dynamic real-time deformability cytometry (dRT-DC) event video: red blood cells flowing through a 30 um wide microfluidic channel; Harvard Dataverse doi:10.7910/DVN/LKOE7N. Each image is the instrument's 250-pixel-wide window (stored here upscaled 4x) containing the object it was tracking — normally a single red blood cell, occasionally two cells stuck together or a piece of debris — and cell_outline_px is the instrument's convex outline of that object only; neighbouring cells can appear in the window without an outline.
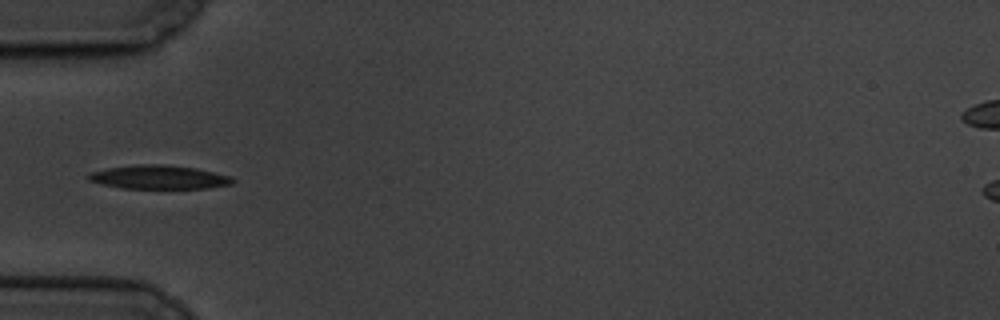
{"species": "common noctule bat (a hibernating species)", "species_latin": "Nyctalus noctula", "temperature_condition": "cold", "stored_images_in_passage": 9, "camera_frame_rate_fps": 3000, "um_per_image_px": 0.085, "animal": {"sex": "male", "body_mass_g": 19.5, "forearm_length_mm": 54.6}, "frame": {"image": 1, "passage_image": 5, "time_ms": 4.667, "image_size_px": [1000, 320], "cell_outline_px": [[236, 180], [232, 184], [208, 188], [120, 188], [88, 180], [84, 176], [92, 172], [108, 168], [136, 164], [164, 164], [196, 168], [232, 176]], "centroid_in_image_um": [13.53, 15.05], "position_along_channel_um": 71.5, "area_um2": 20.0}}
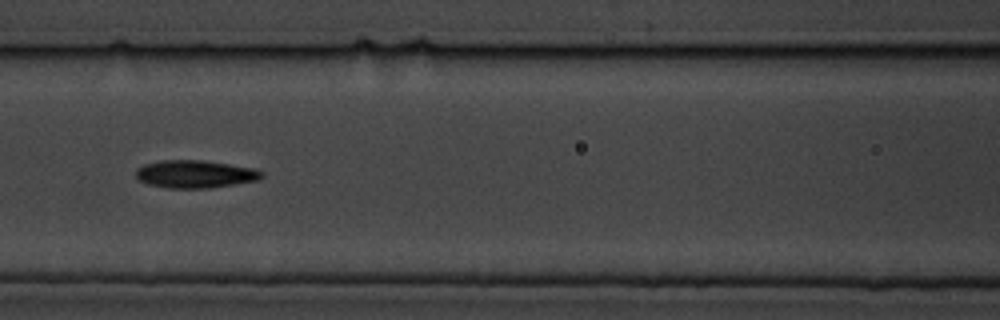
{"frame": {"image": 2, "passage_image": 7, "time_ms": 7.0, "image_size_px": [1000, 320], "cell_outline_px": [[264, 176], [260, 180], [208, 188], [168, 188], [148, 184], [140, 180], [136, 176], [136, 168], [144, 164], [164, 160], [204, 160], [256, 168], [264, 172]], "centroid_in_image_um": [16.63, 14.79], "position_along_channel_um": 150.0, "area_um2": 20.46}}
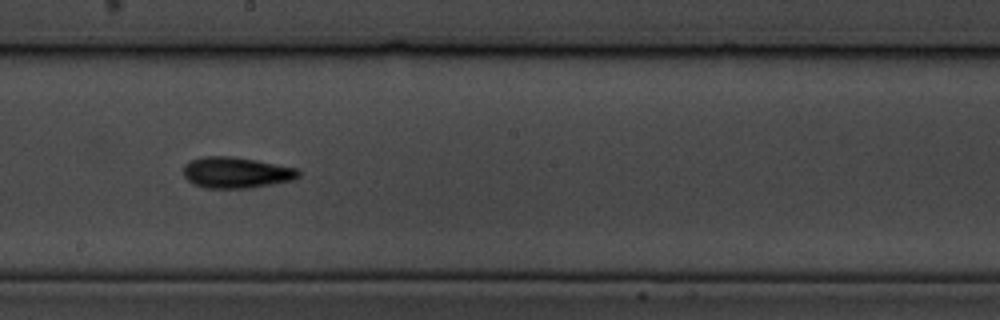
{"frame": {"image": 3, "passage_image": 9, "time_ms": 9.333, "image_size_px": [1000, 320], "cell_outline_px": [[300, 176], [292, 180], [272, 184], [248, 188], [204, 188], [192, 184], [184, 176], [184, 164], [188, 160], [204, 156], [232, 156], [256, 160], [296, 168], [300, 172]], "centroid_in_image_um": [20.04, 14.66], "position_along_channel_um": 228.2, "area_um2": 20.92}}